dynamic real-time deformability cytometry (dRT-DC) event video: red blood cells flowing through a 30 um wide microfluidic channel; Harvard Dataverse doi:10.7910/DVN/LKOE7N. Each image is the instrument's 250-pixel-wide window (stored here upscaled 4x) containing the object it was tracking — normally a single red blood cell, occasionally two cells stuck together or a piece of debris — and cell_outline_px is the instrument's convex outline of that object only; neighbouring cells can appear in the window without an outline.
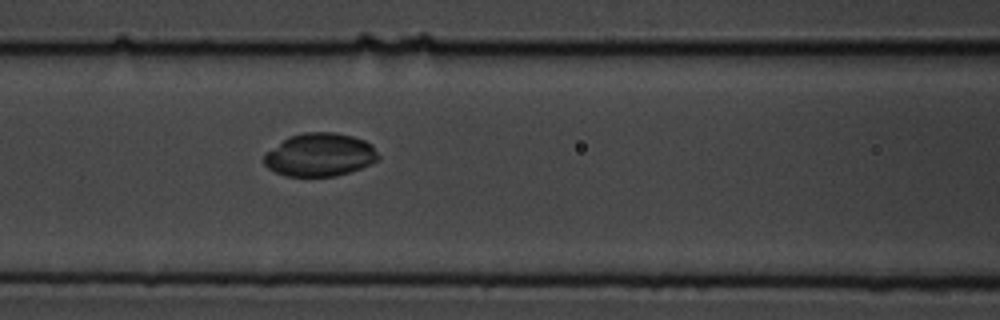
{"species": "common noctule bat (a hibernating species)", "species_latin": "Nyctalus noctula", "temperature_condition": "cold", "stored_images_in_passage": 7, "camera_frame_rate_fps": 3000, "um_per_image_px": 0.085, "animal": {"sex": "male", "body_mass_g": 19.5, "forearm_length_mm": 54.6}, "frame": {"image": 1, "passage_image": 7, "time_ms": 7.0, "image_size_px": [1000, 320], "cell_outline_px": [[380, 160], [360, 168], [336, 176], [284, 176], [268, 168], [264, 164], [264, 156], [268, 152], [288, 136], [304, 132], [336, 132], [352, 136], [364, 140], [372, 144], [380, 156]], "centroid_in_image_um": [27.21, 13.15], "position_along_channel_um": 139.4, "area_um2": 28.73}}